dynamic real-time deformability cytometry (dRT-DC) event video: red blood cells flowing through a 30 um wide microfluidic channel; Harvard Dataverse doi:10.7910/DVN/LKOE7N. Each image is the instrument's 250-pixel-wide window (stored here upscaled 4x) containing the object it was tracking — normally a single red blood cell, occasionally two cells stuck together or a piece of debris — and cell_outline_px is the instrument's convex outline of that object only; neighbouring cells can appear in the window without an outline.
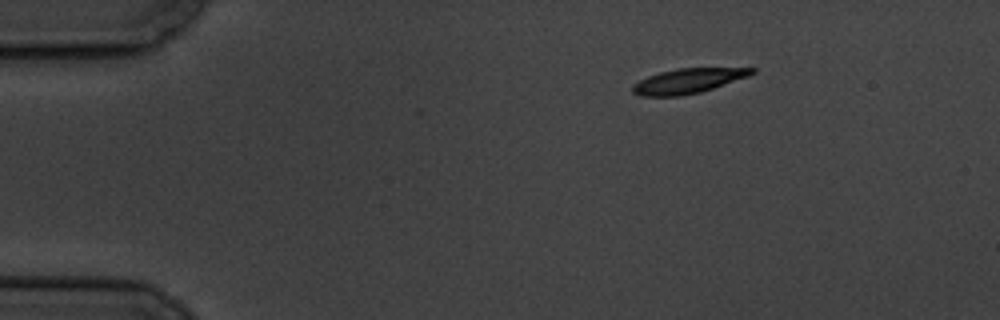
{"species": "common noctule bat (a hibernating species)", "species_latin": "Nyctalus noctula", "temperature_condition": "cold", "stored_images_in_passage": 4, "segment_of_instrument_passage": [1, 2], "camera_frame_rate_fps": 3000, "um_per_image_px": 0.085, "animal": {"sex": "male", "body_mass_g": 19.5, "forearm_length_mm": 54.6}, "frame": {"image": 1, "passage_image": 1, "time_ms": 0.0, "image_size_px": [1000, 320], "cell_outline_px": [[756, 72], [748, 76], [700, 92], [680, 96], [640, 96], [632, 92], [632, 84], [648, 76], [660, 72], [676, 68], [756, 68]], "centroid_in_image_um": [58.44, 6.88], "position_along_channel_um": 26.6, "area_um2": 17.11}}